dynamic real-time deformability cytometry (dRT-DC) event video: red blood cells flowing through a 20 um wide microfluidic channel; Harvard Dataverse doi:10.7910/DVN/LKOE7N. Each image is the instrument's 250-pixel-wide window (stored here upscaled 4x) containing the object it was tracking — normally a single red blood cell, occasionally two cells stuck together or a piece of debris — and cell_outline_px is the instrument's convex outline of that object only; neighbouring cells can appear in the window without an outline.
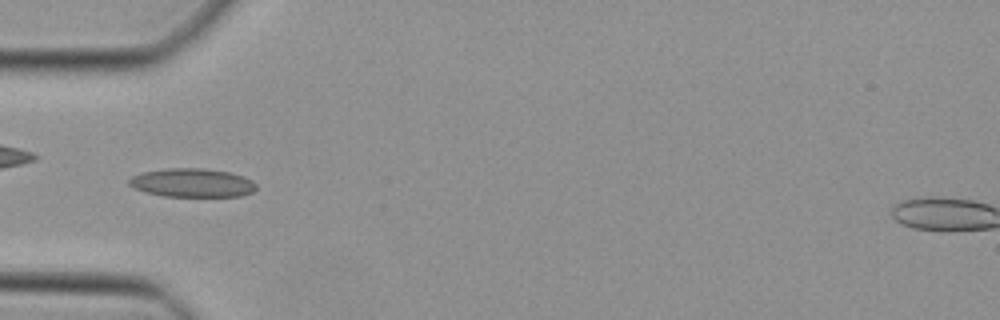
{"species": "Egyptian fruit bat (a non-hibernating species)", "species_latin": "Rousettus aegyptiacus", "temperature_condition": "cold", "stored_images_in_passage": 46, "camera_frame_rate_fps": 3000, "um_per_image_px": 0.085, "animal": {"sex": "female"}, "frame": {"image": 1, "passage_image": 14, "time_ms": 4.333, "image_size_px": [1000, 320], "cell_outline_px": [[256, 188], [252, 192], [240, 196], [164, 196], [144, 192], [132, 188], [128, 184], [128, 180], [132, 176], [144, 172], [168, 168], [204, 168], [228, 172], [244, 176], [252, 180], [256, 184]], "centroid_in_image_um": [16.32, 15.54], "position_along_channel_um": 68.7, "area_um2": 21.27}}
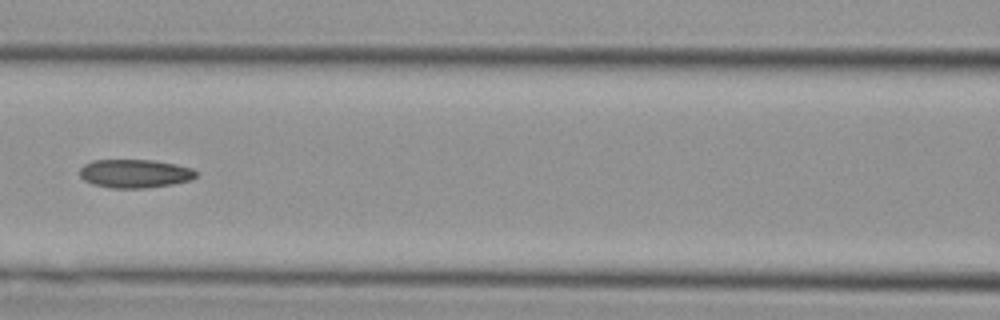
{"frame": {"image": 2, "passage_image": 20, "time_ms": 6.333, "image_size_px": [1000, 320], "cell_outline_px": [[196, 176], [188, 180], [172, 184], [144, 188], [112, 188], [92, 184], [84, 180], [80, 176], [80, 168], [84, 164], [92, 160], [152, 160], [176, 164], [192, 168], [196, 172]], "centroid_in_image_um": [11.42, 14.75], "position_along_channel_um": 155.2, "area_um2": 19.25}}